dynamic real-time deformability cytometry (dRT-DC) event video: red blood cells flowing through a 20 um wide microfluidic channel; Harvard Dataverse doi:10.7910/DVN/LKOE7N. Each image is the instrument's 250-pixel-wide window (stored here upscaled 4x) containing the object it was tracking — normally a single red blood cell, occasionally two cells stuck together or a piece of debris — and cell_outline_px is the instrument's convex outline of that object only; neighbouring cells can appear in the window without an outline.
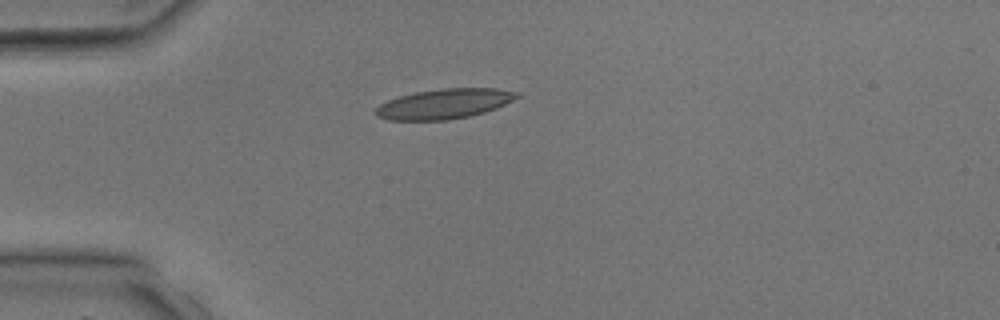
{"species": "common noctule bat (a hibernating species)", "species_latin": "Nyctalus noctula", "temperature_condition": "room temperature", "stored_images_in_passage": 1, "camera_frame_rate_fps": 3000, "um_per_image_px": 0.085, "animal": {"sex": "male", "body_mass_g": 17.9, "forearm_length_mm": 54.2}, "frame": {"image": 1, "passage_image": 1, "time_ms": 0.0, "image_size_px": [1000, 320], "cell_outline_px": [[520, 96], [496, 108], [484, 112], [468, 116], [448, 120], [388, 120], [376, 116], [372, 112], [380, 104], [388, 100], [400, 96], [416, 92], [440, 88], [496, 88], [520, 92]], "centroid_in_image_um": [37.74, 8.82], "position_along_channel_um": 47.3, "area_um2": 24.68}}